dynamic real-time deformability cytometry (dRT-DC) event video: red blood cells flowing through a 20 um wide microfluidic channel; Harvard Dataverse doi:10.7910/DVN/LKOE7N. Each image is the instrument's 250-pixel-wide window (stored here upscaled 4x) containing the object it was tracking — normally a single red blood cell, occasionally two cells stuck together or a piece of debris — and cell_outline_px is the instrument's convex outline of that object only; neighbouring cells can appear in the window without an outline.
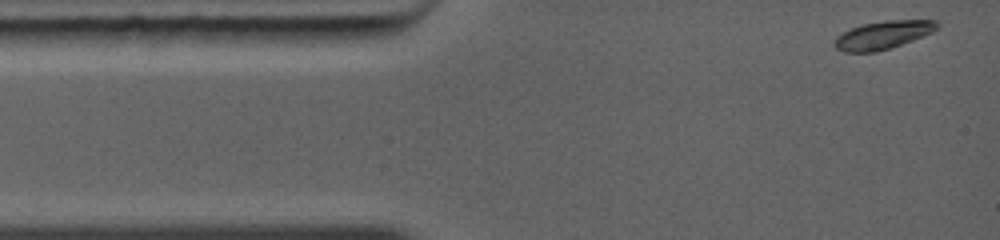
{"species": "common noctule bat (a hibernating species)", "species_latin": "Nyctalus noctula", "temperature_condition": "warm", "stored_images_in_passage": 8, "camera_frame_rate_fps": 5000, "um_per_image_px": 0.085, "animal": {"sex": "female", "body_mass_g": 19.0, "forearm_length_mm": 56.7}, "frame": {"image": 1, "passage_image": 1, "time_ms": 0.0, "image_size_px": [1000, 240], "cell_outline_px": [[940, 28], [932, 32], [912, 40], [876, 52], [844, 52], [836, 48], [832, 44], [836, 36], [860, 24], [888, 20], [936, 20], [940, 24]], "centroid_in_image_um": [75.04, 2.96], "position_along_channel_um": 10.0, "area_um2": 16.76}}
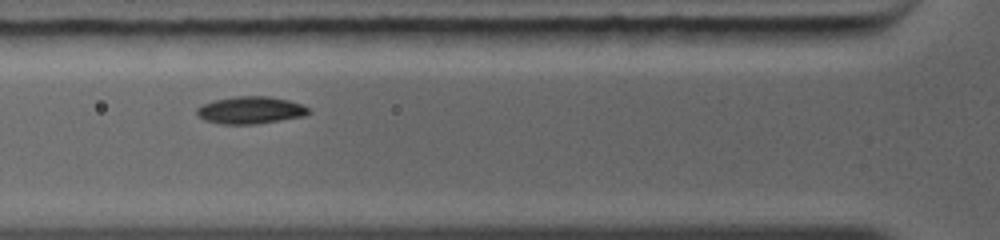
{"frame": {"image": 2, "passage_image": 5, "time_ms": 3.4, "image_size_px": [1000, 240], "cell_outline_px": [[312, 112], [304, 116], [256, 124], [220, 124], [204, 120], [196, 116], [196, 108], [204, 104], [216, 100], [232, 96], [268, 96], [288, 100], [300, 104], [308, 108]], "centroid_in_image_um": [21.27, 9.37], "position_along_channel_um": 104.5, "area_um2": 17.8}}
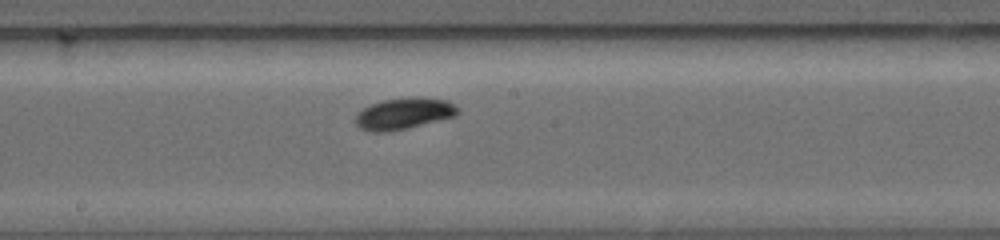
{"frame": {"image": 3, "passage_image": 8, "time_ms": 5.8, "image_size_px": [1000, 240], "cell_outline_px": [[460, 112], [456, 116], [408, 128], [388, 132], [372, 132], [360, 128], [356, 124], [356, 116], [364, 108], [372, 104], [384, 100], [412, 96], [416, 96], [448, 100]], "centroid_in_image_um": [34.35, 9.65], "position_along_channel_um": 213.8, "area_um2": 18.67}}